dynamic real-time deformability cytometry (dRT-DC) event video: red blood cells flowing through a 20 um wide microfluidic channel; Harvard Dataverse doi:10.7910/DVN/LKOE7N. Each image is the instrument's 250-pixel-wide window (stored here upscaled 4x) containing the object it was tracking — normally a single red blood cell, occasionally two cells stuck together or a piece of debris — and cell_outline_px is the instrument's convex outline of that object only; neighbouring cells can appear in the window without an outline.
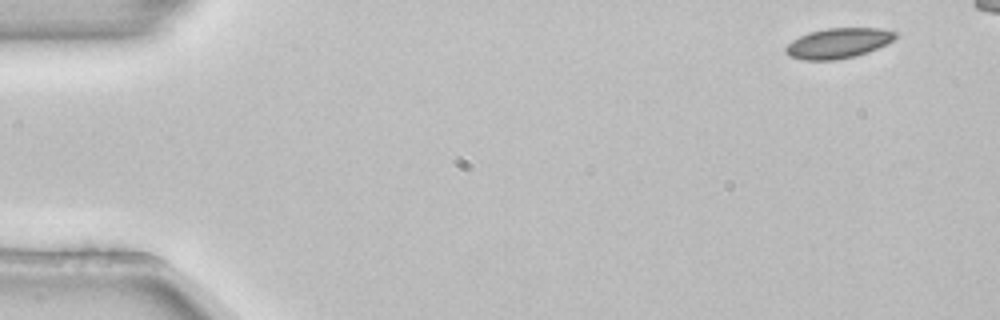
{"species": "common noctule bat (a hibernating species)", "species_latin": "Nyctalus noctula", "temperature_condition": "room temperature", "stored_images_in_passage": 5, "camera_frame_rate_fps": 3000, "um_per_image_px": 0.085, "animal": {"sex": "female", "body_mass_g": 22.7, "forearm_length_mm": 54.2}, "frame": {"image": 1, "passage_image": 1, "time_ms": 0.0, "image_size_px": [1000, 320], "cell_outline_px": [[896, 36], [892, 40], [868, 52], [856, 56], [836, 60], [804, 60], [788, 56], [784, 52], [784, 48], [792, 40], [808, 32], [828, 28], [880, 28], [896, 32]], "centroid_in_image_um": [71.19, 3.67], "position_along_channel_um": 13.8, "area_um2": 19.25}}